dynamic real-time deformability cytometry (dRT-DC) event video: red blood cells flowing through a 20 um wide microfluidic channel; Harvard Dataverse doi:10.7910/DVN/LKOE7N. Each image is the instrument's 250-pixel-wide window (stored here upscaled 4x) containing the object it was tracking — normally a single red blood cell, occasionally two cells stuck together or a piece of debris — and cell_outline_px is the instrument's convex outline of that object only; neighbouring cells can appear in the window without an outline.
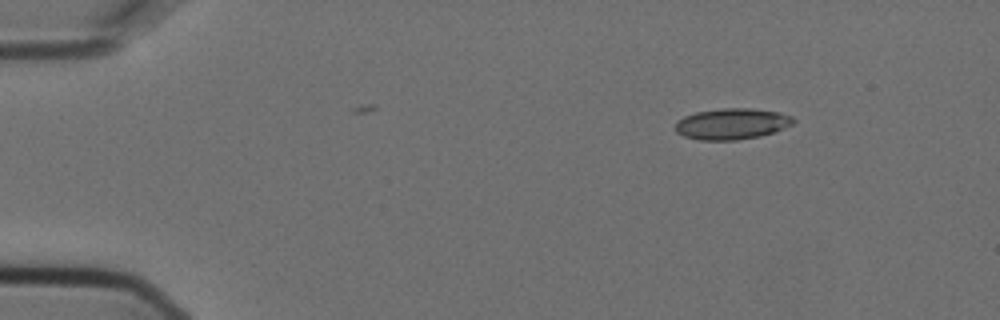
{"species": "Egyptian fruit bat (a non-hibernating species)", "species_latin": "Rousettus aegyptiacus", "temperature_condition": "cold", "stored_images_in_passage": 5, "camera_frame_rate_fps": 3000, "um_per_image_px": 0.085, "animal": {"sex": "female"}, "frame": {"image": 1, "passage_image": 1, "time_ms": 0.0, "image_size_px": [1000, 320], "cell_outline_px": [[796, 120], [792, 124], [776, 132], [760, 136], [736, 140], [700, 140], [684, 136], [676, 132], [676, 120], [684, 116], [696, 112], [720, 108], [752, 108], [780, 112], [792, 116]], "centroid_in_image_um": [62.22, 10.52], "position_along_channel_um": 22.8, "area_um2": 21.56}}
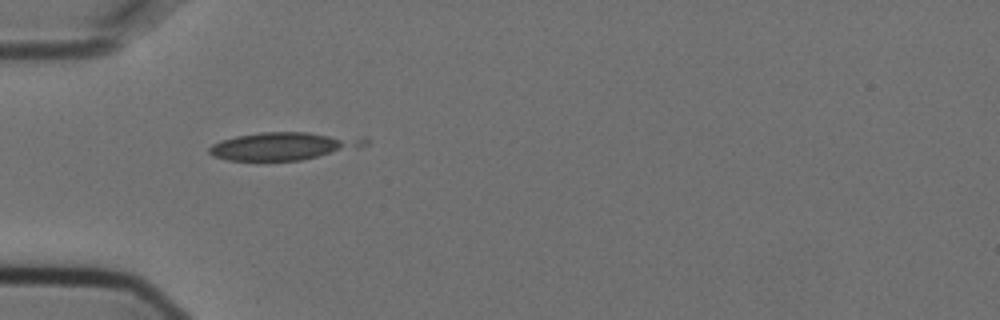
{"frame": {"image": 2, "passage_image": 4, "time_ms": 1.0, "image_size_px": [1000, 320], "cell_outline_px": [[368, 144], [356, 148], [300, 160], [228, 160], [212, 156], [208, 152], [208, 148], [212, 144], [220, 140], [236, 136], [260, 132], [308, 132], [364, 136], [368, 140]], "centroid_in_image_um": [24.11, 12.39], "position_along_channel_um": 60.9, "area_um2": 25.32}}